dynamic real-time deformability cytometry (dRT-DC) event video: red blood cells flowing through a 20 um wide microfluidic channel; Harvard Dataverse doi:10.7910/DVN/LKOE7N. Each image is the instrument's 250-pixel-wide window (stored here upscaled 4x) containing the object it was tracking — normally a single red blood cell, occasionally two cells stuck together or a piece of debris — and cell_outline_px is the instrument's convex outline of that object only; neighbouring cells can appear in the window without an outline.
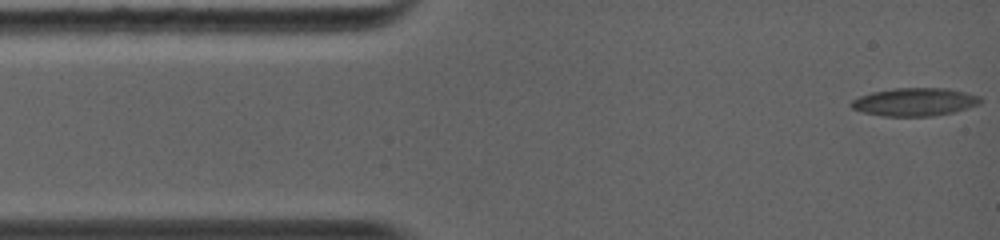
{"species": "common noctule bat (a hibernating species)", "species_latin": "Nyctalus noctula", "temperature_condition": "warm", "stored_images_in_passage": 34, "camera_frame_rate_fps": 5000, "um_per_image_px": 0.085, "animal": {"sex": "female", "body_mass_g": 19.0, "forearm_length_mm": 56.7}, "frame": {"image": 1, "passage_image": 1, "time_ms": 0.0, "image_size_px": [1000, 240], "cell_outline_px": [[980, 104], [952, 112], [932, 116], [884, 116], [864, 112], [852, 108], [848, 104], [852, 100], [860, 96], [872, 92], [892, 88], [948, 88], [980, 96]], "centroid_in_image_um": [77.72, 8.66], "position_along_channel_um": 7.3, "area_um2": 20.98}}
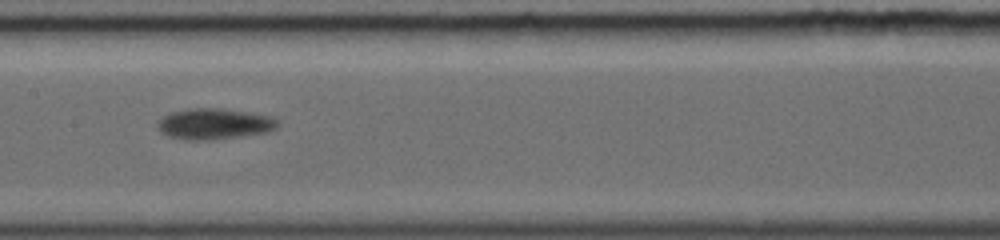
{"frame": {"image": 2, "passage_image": 15, "time_ms": 6.0, "image_size_px": [1000, 240], "cell_outline_px": [[280, 124], [276, 128], [268, 132], [240, 136], [204, 140], [188, 140], [168, 136], [160, 132], [156, 124], [168, 112], [188, 108], [224, 108], [272, 116], [280, 120]], "centroid_in_image_um": [18.22, 10.51], "position_along_channel_um": 189.2, "area_um2": 21.85}}
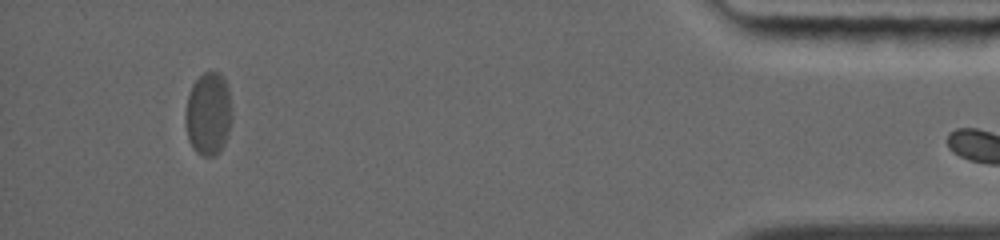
{"frame": {"image": 3, "passage_image": 33, "time_ms": 13.2, "image_size_px": [1000, 240], "cell_outline_px": [[232, 116], [228, 132], [224, 144], [220, 152], [216, 156], [204, 156], [196, 152], [192, 148], [188, 140], [184, 124], [184, 116], [188, 96], [192, 84], [204, 72], [220, 72], [224, 80], [228, 92]], "centroid_in_image_um": [17.68, 9.71], "position_along_channel_um": 417.5, "area_um2": 22.6}}